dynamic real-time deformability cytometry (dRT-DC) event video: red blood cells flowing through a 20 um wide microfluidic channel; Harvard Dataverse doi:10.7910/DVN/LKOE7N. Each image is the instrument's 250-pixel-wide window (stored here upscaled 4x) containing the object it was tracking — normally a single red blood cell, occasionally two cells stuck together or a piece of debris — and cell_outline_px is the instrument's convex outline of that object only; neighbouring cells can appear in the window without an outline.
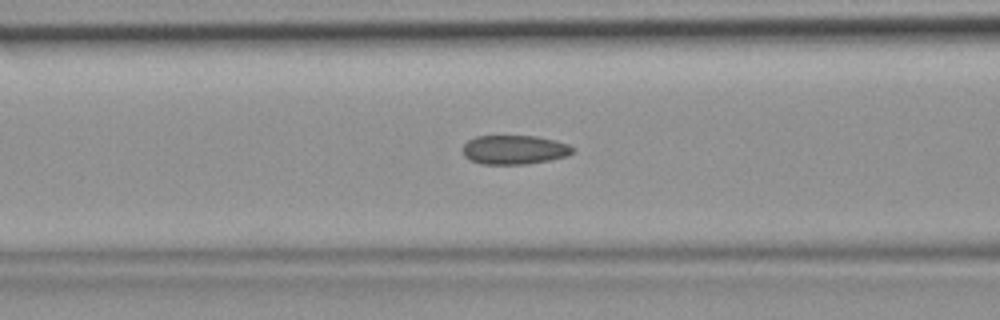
{"species": "common noctule bat (a hibernating species)", "species_latin": "Nyctalus noctula", "temperature_condition": "room temperature", "stored_images_in_passage": 45, "camera_frame_rate_fps": 3000, "um_per_image_px": 0.085, "animal": {"sex": "female", "body_mass_g": 19.9}, "frame": {"image": 1, "passage_image": 18, "time_ms": 5.667, "image_size_px": [1000, 320], "cell_outline_px": [[576, 148], [568, 156], [548, 160], [524, 164], [480, 164], [464, 156], [464, 144], [468, 140], [476, 136], [536, 136], [556, 140], [568, 144]], "centroid_in_image_um": [43.75, 12.72], "position_along_channel_um": 122.9, "area_um2": 18.61}}
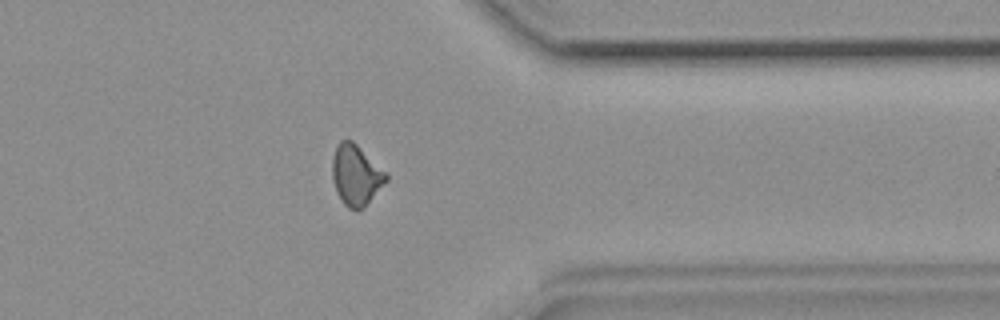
{"frame": {"image": 2, "passage_image": 36, "time_ms": 11.667, "image_size_px": [1000, 320], "cell_outline_px": [[388, 180], [364, 208], [356, 212], [348, 208], [344, 204], [336, 192], [332, 180], [332, 156], [336, 144], [340, 140], [352, 140], [388, 172]], "centroid_in_image_um": [30.26, 14.89], "position_along_channel_um": 381.1, "area_um2": 19.54}}
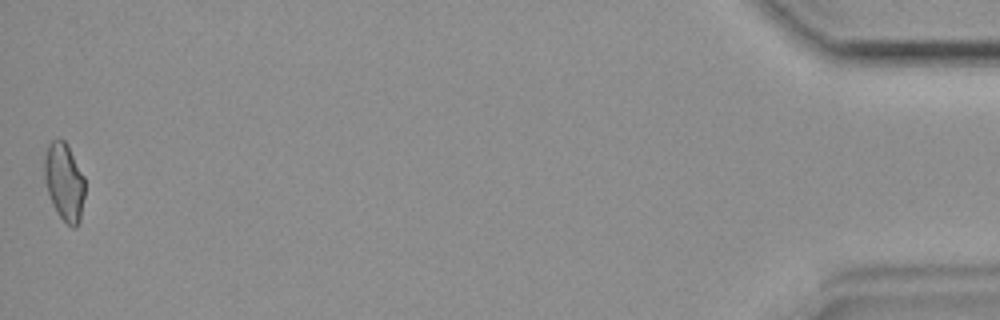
{"frame": {"image": 3, "passage_image": 45, "time_ms": 14.667, "image_size_px": [1000, 320], "cell_outline_px": [[84, 196], [80, 220], [72, 228], [60, 216], [52, 204], [44, 180], [44, 156], [48, 144], [52, 140], [64, 140], [68, 144], [84, 176]], "centroid_in_image_um": [5.45, 15.41], "position_along_channel_um": 429.7, "area_um2": 18.26}}